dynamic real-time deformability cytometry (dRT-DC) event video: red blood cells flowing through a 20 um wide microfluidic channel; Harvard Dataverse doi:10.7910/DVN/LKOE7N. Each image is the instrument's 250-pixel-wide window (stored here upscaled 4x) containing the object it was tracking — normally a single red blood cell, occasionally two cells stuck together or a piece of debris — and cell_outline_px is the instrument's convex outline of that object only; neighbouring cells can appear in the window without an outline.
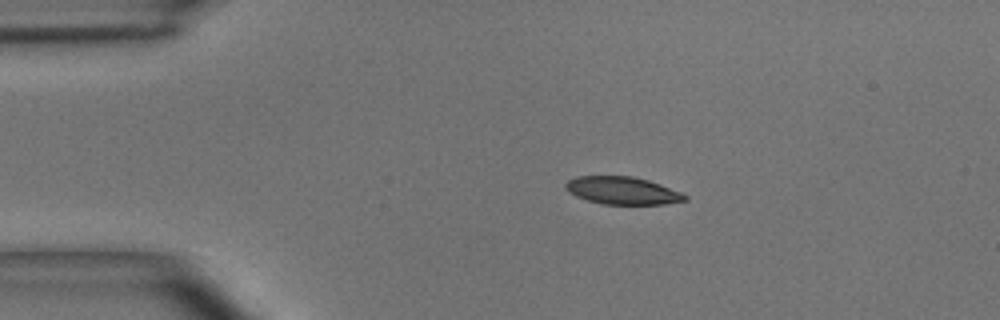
{"species": "common noctule bat (a hibernating species)", "species_latin": "Nyctalus noctula", "temperature_condition": "room temperature", "stored_images_in_passage": 3, "camera_frame_rate_fps": 3000, "um_per_image_px": 0.085, "animal": {"sex": "male", "body_mass_g": 15.6}, "frame": {"image": 1, "passage_image": 2, "time_ms": 0.333, "image_size_px": [1000, 320], "cell_outline_px": [[688, 200], [664, 204], [604, 204], [588, 200], [576, 196], [568, 192], [564, 188], [564, 184], [568, 180], [576, 176], [632, 176], [648, 180], [660, 184], [680, 192], [688, 196]], "centroid_in_image_um": [52.89, 16.19], "position_along_channel_um": 32.1, "area_um2": 19.19}}